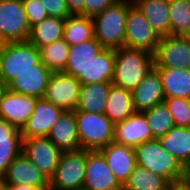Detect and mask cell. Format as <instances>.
Masks as SVG:
<instances>
[{"label":"cell","mask_w":190,"mask_h":190,"mask_svg":"<svg viewBox=\"0 0 190 190\" xmlns=\"http://www.w3.org/2000/svg\"><path fill=\"white\" fill-rule=\"evenodd\" d=\"M153 68V54L134 48H117L112 84L132 92Z\"/></svg>","instance_id":"obj_1"},{"label":"cell","mask_w":190,"mask_h":190,"mask_svg":"<svg viewBox=\"0 0 190 190\" xmlns=\"http://www.w3.org/2000/svg\"><path fill=\"white\" fill-rule=\"evenodd\" d=\"M133 3L119 0L92 17L94 37L105 49L124 47L128 9Z\"/></svg>","instance_id":"obj_2"},{"label":"cell","mask_w":190,"mask_h":190,"mask_svg":"<svg viewBox=\"0 0 190 190\" xmlns=\"http://www.w3.org/2000/svg\"><path fill=\"white\" fill-rule=\"evenodd\" d=\"M137 164L165 178L170 184L187 178V169L162 148L158 139L135 147Z\"/></svg>","instance_id":"obj_3"},{"label":"cell","mask_w":190,"mask_h":190,"mask_svg":"<svg viewBox=\"0 0 190 190\" xmlns=\"http://www.w3.org/2000/svg\"><path fill=\"white\" fill-rule=\"evenodd\" d=\"M80 149L98 151L114 139V123L105 114L74 111Z\"/></svg>","instance_id":"obj_4"},{"label":"cell","mask_w":190,"mask_h":190,"mask_svg":"<svg viewBox=\"0 0 190 190\" xmlns=\"http://www.w3.org/2000/svg\"><path fill=\"white\" fill-rule=\"evenodd\" d=\"M39 49L29 41L7 42L0 50V79L8 85L19 73L35 69Z\"/></svg>","instance_id":"obj_5"},{"label":"cell","mask_w":190,"mask_h":190,"mask_svg":"<svg viewBox=\"0 0 190 190\" xmlns=\"http://www.w3.org/2000/svg\"><path fill=\"white\" fill-rule=\"evenodd\" d=\"M89 150L61 152L49 190H80L85 178L86 153Z\"/></svg>","instance_id":"obj_6"},{"label":"cell","mask_w":190,"mask_h":190,"mask_svg":"<svg viewBox=\"0 0 190 190\" xmlns=\"http://www.w3.org/2000/svg\"><path fill=\"white\" fill-rule=\"evenodd\" d=\"M160 38L142 11L133 3L128 9L124 47L154 54Z\"/></svg>","instance_id":"obj_7"},{"label":"cell","mask_w":190,"mask_h":190,"mask_svg":"<svg viewBox=\"0 0 190 190\" xmlns=\"http://www.w3.org/2000/svg\"><path fill=\"white\" fill-rule=\"evenodd\" d=\"M31 27L21 0H0V34L7 42L28 41Z\"/></svg>","instance_id":"obj_8"},{"label":"cell","mask_w":190,"mask_h":190,"mask_svg":"<svg viewBox=\"0 0 190 190\" xmlns=\"http://www.w3.org/2000/svg\"><path fill=\"white\" fill-rule=\"evenodd\" d=\"M155 68H185L190 70V41L181 35L160 38L153 54Z\"/></svg>","instance_id":"obj_9"},{"label":"cell","mask_w":190,"mask_h":190,"mask_svg":"<svg viewBox=\"0 0 190 190\" xmlns=\"http://www.w3.org/2000/svg\"><path fill=\"white\" fill-rule=\"evenodd\" d=\"M81 83L74 76L64 72H52L44 99L65 111H74L79 105Z\"/></svg>","instance_id":"obj_10"},{"label":"cell","mask_w":190,"mask_h":190,"mask_svg":"<svg viewBox=\"0 0 190 190\" xmlns=\"http://www.w3.org/2000/svg\"><path fill=\"white\" fill-rule=\"evenodd\" d=\"M22 153L50 181L55 174L61 151L48 137H30L22 140Z\"/></svg>","instance_id":"obj_11"},{"label":"cell","mask_w":190,"mask_h":190,"mask_svg":"<svg viewBox=\"0 0 190 190\" xmlns=\"http://www.w3.org/2000/svg\"><path fill=\"white\" fill-rule=\"evenodd\" d=\"M84 190H123L103 155L99 151L86 153Z\"/></svg>","instance_id":"obj_12"},{"label":"cell","mask_w":190,"mask_h":190,"mask_svg":"<svg viewBox=\"0 0 190 190\" xmlns=\"http://www.w3.org/2000/svg\"><path fill=\"white\" fill-rule=\"evenodd\" d=\"M64 111L44 98H38L33 113L20 130L22 140L30 137H47Z\"/></svg>","instance_id":"obj_13"},{"label":"cell","mask_w":190,"mask_h":190,"mask_svg":"<svg viewBox=\"0 0 190 190\" xmlns=\"http://www.w3.org/2000/svg\"><path fill=\"white\" fill-rule=\"evenodd\" d=\"M37 99L7 89L0 102V119L21 130L33 113Z\"/></svg>","instance_id":"obj_14"},{"label":"cell","mask_w":190,"mask_h":190,"mask_svg":"<svg viewBox=\"0 0 190 190\" xmlns=\"http://www.w3.org/2000/svg\"><path fill=\"white\" fill-rule=\"evenodd\" d=\"M2 178L6 185H25L49 190V180L22 152L12 161Z\"/></svg>","instance_id":"obj_15"},{"label":"cell","mask_w":190,"mask_h":190,"mask_svg":"<svg viewBox=\"0 0 190 190\" xmlns=\"http://www.w3.org/2000/svg\"><path fill=\"white\" fill-rule=\"evenodd\" d=\"M104 47L94 37L89 41L70 46L64 73L74 76L83 84H88V65Z\"/></svg>","instance_id":"obj_16"},{"label":"cell","mask_w":190,"mask_h":190,"mask_svg":"<svg viewBox=\"0 0 190 190\" xmlns=\"http://www.w3.org/2000/svg\"><path fill=\"white\" fill-rule=\"evenodd\" d=\"M98 151L105 158L119 183L124 186L137 165L135 148L111 142Z\"/></svg>","instance_id":"obj_17"},{"label":"cell","mask_w":190,"mask_h":190,"mask_svg":"<svg viewBox=\"0 0 190 190\" xmlns=\"http://www.w3.org/2000/svg\"><path fill=\"white\" fill-rule=\"evenodd\" d=\"M145 116L135 112L122 122L114 124L113 142L136 147L146 141L153 140Z\"/></svg>","instance_id":"obj_18"},{"label":"cell","mask_w":190,"mask_h":190,"mask_svg":"<svg viewBox=\"0 0 190 190\" xmlns=\"http://www.w3.org/2000/svg\"><path fill=\"white\" fill-rule=\"evenodd\" d=\"M51 73L52 71L40 61L35 65V69L19 73L7 88L22 95L43 98Z\"/></svg>","instance_id":"obj_19"},{"label":"cell","mask_w":190,"mask_h":190,"mask_svg":"<svg viewBox=\"0 0 190 190\" xmlns=\"http://www.w3.org/2000/svg\"><path fill=\"white\" fill-rule=\"evenodd\" d=\"M164 99L161 76L154 67L132 91L133 107L135 112H144L164 102Z\"/></svg>","instance_id":"obj_20"},{"label":"cell","mask_w":190,"mask_h":190,"mask_svg":"<svg viewBox=\"0 0 190 190\" xmlns=\"http://www.w3.org/2000/svg\"><path fill=\"white\" fill-rule=\"evenodd\" d=\"M47 137L61 152L80 150L74 111H64Z\"/></svg>","instance_id":"obj_21"},{"label":"cell","mask_w":190,"mask_h":190,"mask_svg":"<svg viewBox=\"0 0 190 190\" xmlns=\"http://www.w3.org/2000/svg\"><path fill=\"white\" fill-rule=\"evenodd\" d=\"M22 152V137L18 128L0 119V177Z\"/></svg>","instance_id":"obj_22"},{"label":"cell","mask_w":190,"mask_h":190,"mask_svg":"<svg viewBox=\"0 0 190 190\" xmlns=\"http://www.w3.org/2000/svg\"><path fill=\"white\" fill-rule=\"evenodd\" d=\"M158 141L187 170L190 168V127L174 126L165 136L159 137Z\"/></svg>","instance_id":"obj_23"},{"label":"cell","mask_w":190,"mask_h":190,"mask_svg":"<svg viewBox=\"0 0 190 190\" xmlns=\"http://www.w3.org/2000/svg\"><path fill=\"white\" fill-rule=\"evenodd\" d=\"M134 3L160 37L170 35L169 0H136Z\"/></svg>","instance_id":"obj_24"},{"label":"cell","mask_w":190,"mask_h":190,"mask_svg":"<svg viewBox=\"0 0 190 190\" xmlns=\"http://www.w3.org/2000/svg\"><path fill=\"white\" fill-rule=\"evenodd\" d=\"M135 113L132 92L112 84L105 105V116L114 124L122 122Z\"/></svg>","instance_id":"obj_25"},{"label":"cell","mask_w":190,"mask_h":190,"mask_svg":"<svg viewBox=\"0 0 190 190\" xmlns=\"http://www.w3.org/2000/svg\"><path fill=\"white\" fill-rule=\"evenodd\" d=\"M161 76L165 98L190 99V70L185 68H156Z\"/></svg>","instance_id":"obj_26"},{"label":"cell","mask_w":190,"mask_h":190,"mask_svg":"<svg viewBox=\"0 0 190 190\" xmlns=\"http://www.w3.org/2000/svg\"><path fill=\"white\" fill-rule=\"evenodd\" d=\"M112 83L83 84L79 90V105L74 111L104 114Z\"/></svg>","instance_id":"obj_27"},{"label":"cell","mask_w":190,"mask_h":190,"mask_svg":"<svg viewBox=\"0 0 190 190\" xmlns=\"http://www.w3.org/2000/svg\"><path fill=\"white\" fill-rule=\"evenodd\" d=\"M63 18H55L48 16L46 19L31 27L28 41L36 46H46L63 38L64 33Z\"/></svg>","instance_id":"obj_28"},{"label":"cell","mask_w":190,"mask_h":190,"mask_svg":"<svg viewBox=\"0 0 190 190\" xmlns=\"http://www.w3.org/2000/svg\"><path fill=\"white\" fill-rule=\"evenodd\" d=\"M94 38L92 17L71 14L64 21L63 40L69 45H78Z\"/></svg>","instance_id":"obj_29"},{"label":"cell","mask_w":190,"mask_h":190,"mask_svg":"<svg viewBox=\"0 0 190 190\" xmlns=\"http://www.w3.org/2000/svg\"><path fill=\"white\" fill-rule=\"evenodd\" d=\"M115 69V49H103L88 65L89 83H112Z\"/></svg>","instance_id":"obj_30"},{"label":"cell","mask_w":190,"mask_h":190,"mask_svg":"<svg viewBox=\"0 0 190 190\" xmlns=\"http://www.w3.org/2000/svg\"><path fill=\"white\" fill-rule=\"evenodd\" d=\"M170 183L140 165H136L123 190H169Z\"/></svg>","instance_id":"obj_31"},{"label":"cell","mask_w":190,"mask_h":190,"mask_svg":"<svg viewBox=\"0 0 190 190\" xmlns=\"http://www.w3.org/2000/svg\"><path fill=\"white\" fill-rule=\"evenodd\" d=\"M141 113L145 116L154 139L165 136L175 126L173 116L164 102Z\"/></svg>","instance_id":"obj_32"},{"label":"cell","mask_w":190,"mask_h":190,"mask_svg":"<svg viewBox=\"0 0 190 190\" xmlns=\"http://www.w3.org/2000/svg\"><path fill=\"white\" fill-rule=\"evenodd\" d=\"M70 46L62 39L40 47V61L52 72H63Z\"/></svg>","instance_id":"obj_33"},{"label":"cell","mask_w":190,"mask_h":190,"mask_svg":"<svg viewBox=\"0 0 190 190\" xmlns=\"http://www.w3.org/2000/svg\"><path fill=\"white\" fill-rule=\"evenodd\" d=\"M170 35H181L190 28V0H169Z\"/></svg>","instance_id":"obj_34"},{"label":"cell","mask_w":190,"mask_h":190,"mask_svg":"<svg viewBox=\"0 0 190 190\" xmlns=\"http://www.w3.org/2000/svg\"><path fill=\"white\" fill-rule=\"evenodd\" d=\"M164 103L173 116L175 126L190 127V99L165 98Z\"/></svg>","instance_id":"obj_35"},{"label":"cell","mask_w":190,"mask_h":190,"mask_svg":"<svg viewBox=\"0 0 190 190\" xmlns=\"http://www.w3.org/2000/svg\"><path fill=\"white\" fill-rule=\"evenodd\" d=\"M29 26L41 22L48 17L46 10L40 0H21Z\"/></svg>","instance_id":"obj_36"},{"label":"cell","mask_w":190,"mask_h":190,"mask_svg":"<svg viewBox=\"0 0 190 190\" xmlns=\"http://www.w3.org/2000/svg\"><path fill=\"white\" fill-rule=\"evenodd\" d=\"M46 13L50 17L66 19L70 16V12L66 6L65 0H40Z\"/></svg>","instance_id":"obj_37"},{"label":"cell","mask_w":190,"mask_h":190,"mask_svg":"<svg viewBox=\"0 0 190 190\" xmlns=\"http://www.w3.org/2000/svg\"><path fill=\"white\" fill-rule=\"evenodd\" d=\"M119 0H84V15L93 17Z\"/></svg>","instance_id":"obj_38"},{"label":"cell","mask_w":190,"mask_h":190,"mask_svg":"<svg viewBox=\"0 0 190 190\" xmlns=\"http://www.w3.org/2000/svg\"><path fill=\"white\" fill-rule=\"evenodd\" d=\"M70 14L84 15V0H65Z\"/></svg>","instance_id":"obj_39"},{"label":"cell","mask_w":190,"mask_h":190,"mask_svg":"<svg viewBox=\"0 0 190 190\" xmlns=\"http://www.w3.org/2000/svg\"><path fill=\"white\" fill-rule=\"evenodd\" d=\"M169 190H190V181L186 178L184 180L171 183Z\"/></svg>","instance_id":"obj_40"},{"label":"cell","mask_w":190,"mask_h":190,"mask_svg":"<svg viewBox=\"0 0 190 190\" xmlns=\"http://www.w3.org/2000/svg\"><path fill=\"white\" fill-rule=\"evenodd\" d=\"M7 190H41V189L25 185H7Z\"/></svg>","instance_id":"obj_41"},{"label":"cell","mask_w":190,"mask_h":190,"mask_svg":"<svg viewBox=\"0 0 190 190\" xmlns=\"http://www.w3.org/2000/svg\"><path fill=\"white\" fill-rule=\"evenodd\" d=\"M7 89V85L0 79V102L2 100L3 94L6 92Z\"/></svg>","instance_id":"obj_42"},{"label":"cell","mask_w":190,"mask_h":190,"mask_svg":"<svg viewBox=\"0 0 190 190\" xmlns=\"http://www.w3.org/2000/svg\"><path fill=\"white\" fill-rule=\"evenodd\" d=\"M0 190H7V185L5 184L2 177H0Z\"/></svg>","instance_id":"obj_43"},{"label":"cell","mask_w":190,"mask_h":190,"mask_svg":"<svg viewBox=\"0 0 190 190\" xmlns=\"http://www.w3.org/2000/svg\"><path fill=\"white\" fill-rule=\"evenodd\" d=\"M5 44H6V41L0 34V50L5 46Z\"/></svg>","instance_id":"obj_44"},{"label":"cell","mask_w":190,"mask_h":190,"mask_svg":"<svg viewBox=\"0 0 190 190\" xmlns=\"http://www.w3.org/2000/svg\"><path fill=\"white\" fill-rule=\"evenodd\" d=\"M184 37L190 41V28L187 30V32L184 34Z\"/></svg>","instance_id":"obj_45"},{"label":"cell","mask_w":190,"mask_h":190,"mask_svg":"<svg viewBox=\"0 0 190 190\" xmlns=\"http://www.w3.org/2000/svg\"><path fill=\"white\" fill-rule=\"evenodd\" d=\"M187 179L190 181V168L187 170Z\"/></svg>","instance_id":"obj_46"}]
</instances>
